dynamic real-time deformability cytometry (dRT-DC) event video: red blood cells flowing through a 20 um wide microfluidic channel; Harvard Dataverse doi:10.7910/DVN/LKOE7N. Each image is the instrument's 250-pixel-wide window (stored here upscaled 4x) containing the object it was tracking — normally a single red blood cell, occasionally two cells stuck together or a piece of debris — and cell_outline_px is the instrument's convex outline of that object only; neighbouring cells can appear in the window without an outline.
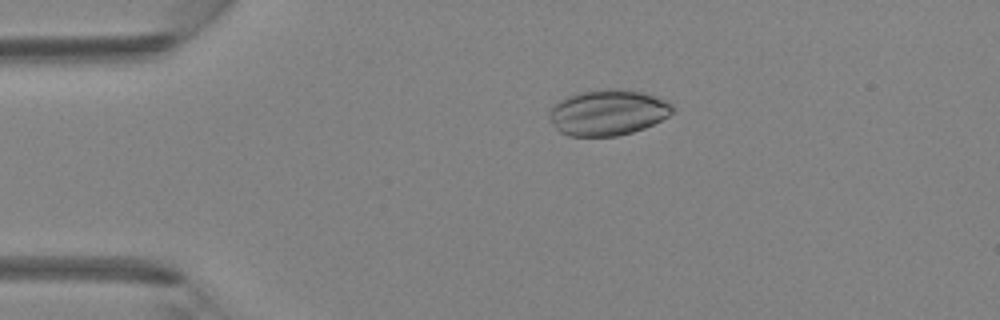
{"species": "Egyptian fruit bat (a non-hibernating species)", "species_latin": "Rousettus aegyptiacus", "temperature_condition": "room temperature", "stored_images_in_passage": 4, "camera_frame_rate_fps": 3000, "um_per_image_px": 0.085, "animal": {"sex": "female"}, "frame": {"image": 1, "passage_image": 3, "time_ms": 0.667, "image_size_px": [1000, 320], "cell_outline_px": [[672, 112], [668, 116], [644, 128], [632, 132], [616, 136], [568, 136], [560, 132], [556, 128], [548, 116], [548, 112], [560, 100], [568, 96], [580, 92], [608, 88], [620, 88], [640, 92], [656, 96], [668, 100], [672, 104]], "centroid_in_image_um": [51.66, 9.56], "position_along_channel_um": 33.3, "area_um2": 32.77}}